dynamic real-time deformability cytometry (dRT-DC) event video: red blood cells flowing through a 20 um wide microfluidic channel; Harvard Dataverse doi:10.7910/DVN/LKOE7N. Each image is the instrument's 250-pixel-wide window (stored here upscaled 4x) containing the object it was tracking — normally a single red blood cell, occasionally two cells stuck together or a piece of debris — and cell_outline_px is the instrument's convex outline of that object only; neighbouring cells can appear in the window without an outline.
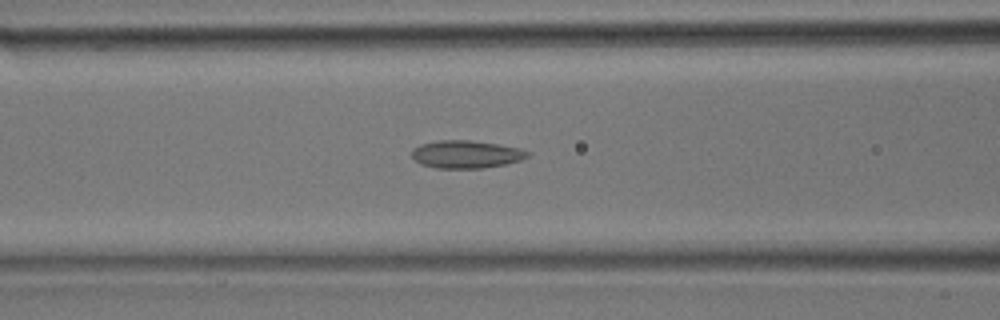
{"species": "common noctule bat (a hibernating species)", "species_latin": "Nyctalus noctula", "temperature_condition": "room temperature", "stored_images_in_passage": 28, "camera_frame_rate_fps": 3000, "um_per_image_px": 0.085, "animal": {"sex": "male", "body_mass_g": 17.9}, "frame": {"image": 1, "passage_image": 8, "time_ms": 2.333, "image_size_px": [1000, 320], "cell_outline_px": [[532, 152], [528, 156], [520, 160], [504, 164], [484, 168], [436, 168], [420, 164], [412, 156], [412, 148], [420, 144], [440, 140], [468, 140], [496, 144], [520, 148]], "centroid_in_image_um": [39.61, 13.11], "position_along_channel_um": 127.0, "area_um2": 18.67}}
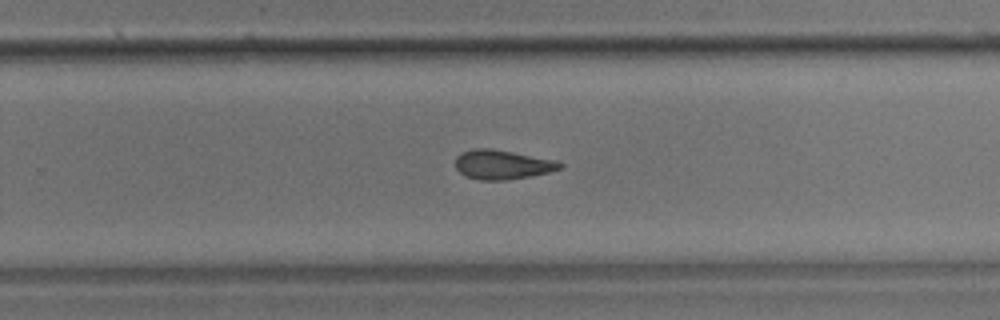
{"frame": {"image": 2, "passage_image": 16, "time_ms": 5.0, "image_size_px": [1000, 320], "cell_outline_px": [[564, 164], [560, 168], [548, 172], [532, 176], [504, 180], [480, 180], [468, 176], [460, 172], [456, 168], [456, 156], [460, 152], [472, 148], [492, 148], [556, 160]], "centroid_in_image_um": [42.68, 13.97], "position_along_channel_um": 287.1, "area_um2": 17.86}}
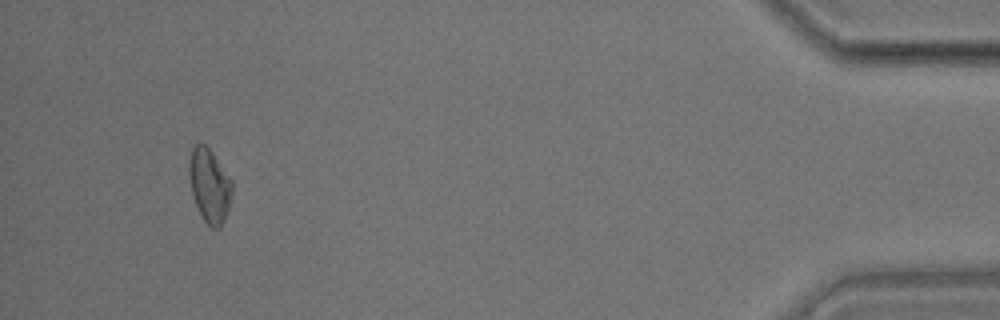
{"frame": {"image": 3, "passage_image": 26, "time_ms": 8.333, "image_size_px": [1000, 320], "cell_outline_px": [[232, 192], [228, 208], [224, 220], [220, 228], [212, 228], [204, 220], [196, 204], [192, 192], [188, 172], [188, 164], [192, 148], [196, 144], [204, 144], [212, 152], [232, 180]], "centroid_in_image_um": [17.8, 15.76], "position_along_channel_um": 417.4, "area_um2": 18.21}}